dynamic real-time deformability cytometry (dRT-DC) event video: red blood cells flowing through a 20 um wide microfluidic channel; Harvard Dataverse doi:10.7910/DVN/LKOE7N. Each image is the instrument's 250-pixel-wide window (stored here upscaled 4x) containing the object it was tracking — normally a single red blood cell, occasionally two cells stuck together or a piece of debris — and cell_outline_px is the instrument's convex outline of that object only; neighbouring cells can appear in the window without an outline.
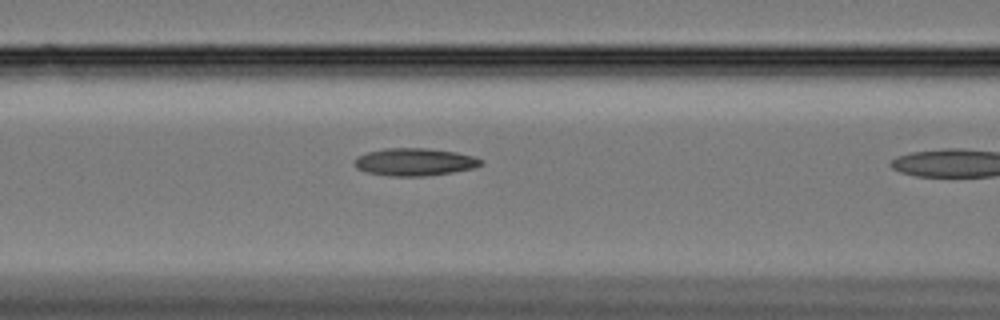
{"species": "Egyptian fruit bat (a non-hibernating species)", "species_latin": "Rousettus aegyptiacus", "temperature_condition": "cold", "stored_images_in_passage": 10, "camera_frame_rate_fps": 3000, "um_per_image_px": 0.085, "animal": {"sex": "female"}, "frame": {"image": 1, "passage_image": 9, "time_ms": 2.667, "image_size_px": [1000, 320], "cell_outline_px": [[484, 164], [472, 168], [452, 172], [424, 176], [388, 176], [368, 172], [356, 168], [356, 156], [368, 152], [384, 148], [428, 148], [456, 152], [476, 156], [484, 160]], "centroid_in_image_um": [35.29, 13.76], "position_along_channel_um": 131.3, "area_um2": 20.35}}